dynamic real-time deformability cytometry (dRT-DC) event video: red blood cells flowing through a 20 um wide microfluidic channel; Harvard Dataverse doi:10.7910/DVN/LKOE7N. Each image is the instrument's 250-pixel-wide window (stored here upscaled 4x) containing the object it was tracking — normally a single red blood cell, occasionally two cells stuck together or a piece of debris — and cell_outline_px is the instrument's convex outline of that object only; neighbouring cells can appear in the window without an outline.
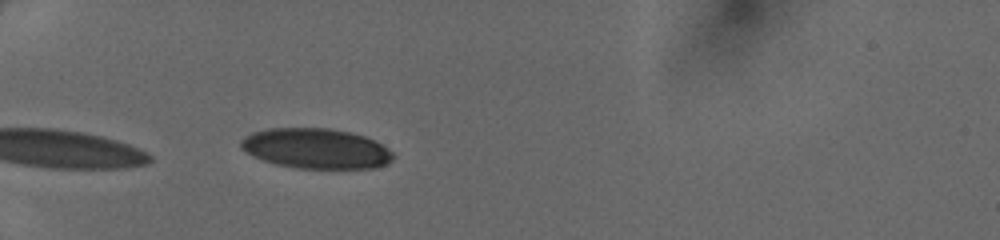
{"species": "human", "species_latin": "Homo sapiens", "temperature_condition": "cold", "stored_images_in_passage": 26, "camera_frame_rate_fps": 3000, "um_per_image_px": 0.085, "donor": {"sex": "female"}, "frame": {"image": 1, "passage_image": 1, "time_ms": 0.0, "image_size_px": [1000, 240], "cell_outline_px": [[396, 156], [388, 164], [376, 168], [296, 168], [276, 164], [252, 156], [240, 148], [240, 140], [244, 136], [252, 132], [268, 128], [328, 128], [348, 132], [364, 136], [388, 148]], "centroid_in_image_um": [26.84, 12.63], "position_along_channel_um": 58.2, "area_um2": 35.72}}
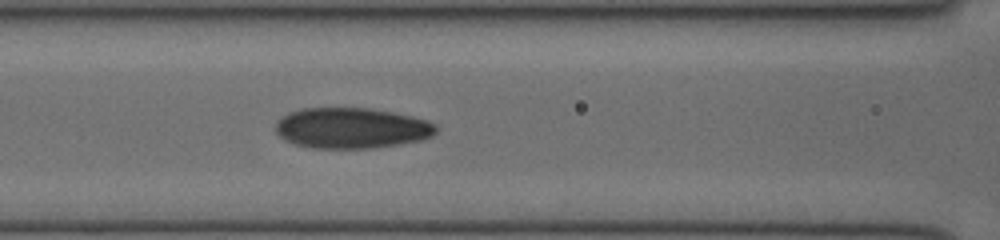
{"frame": {"image": 2, "passage_image": 8, "time_ms": 2.333, "image_size_px": [1000, 240], "cell_outline_px": [[436, 132], [432, 136], [424, 140], [400, 144], [372, 148], [312, 148], [296, 144], [284, 140], [276, 132], [276, 120], [280, 116], [288, 112], [300, 108], [368, 108], [392, 112], [412, 116], [428, 120], [436, 124]], "centroid_in_image_um": [29.87, 10.88], "position_along_channel_um": 136.7, "area_um2": 38.38}}
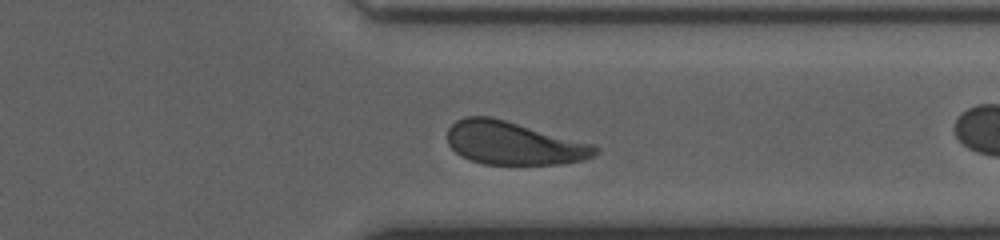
{"frame": {"image": 3, "passage_image": 21, "time_ms": 6.667, "image_size_px": [1000, 240], "cell_outline_px": [[600, 152], [584, 160], [556, 164], [484, 164], [468, 160], [460, 156], [448, 144], [448, 128], [456, 120], [464, 116], [492, 116], [596, 144], [600, 148]], "centroid_in_image_um": [43.68, 12.16], "position_along_channel_um": 367.7, "area_um2": 37.63}}